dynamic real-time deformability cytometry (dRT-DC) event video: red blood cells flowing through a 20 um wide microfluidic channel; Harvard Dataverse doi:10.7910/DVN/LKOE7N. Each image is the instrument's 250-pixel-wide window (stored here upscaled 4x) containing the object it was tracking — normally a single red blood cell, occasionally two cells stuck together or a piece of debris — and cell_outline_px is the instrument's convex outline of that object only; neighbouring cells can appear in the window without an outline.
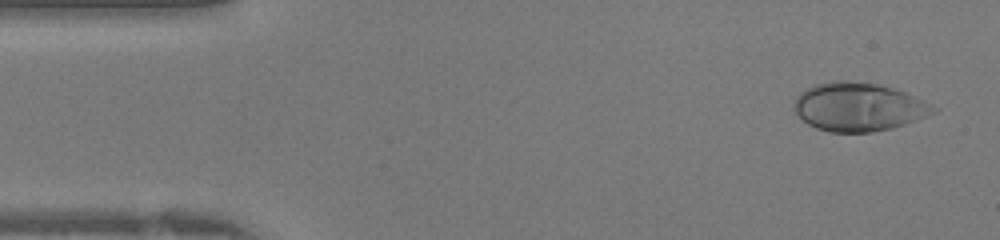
{"species": "human", "species_latin": "Homo sapiens", "temperature_condition": "warm", "stored_images_in_passage": 40, "camera_frame_rate_fps": 3000, "um_per_image_px": 0.085, "donor": {"sex": "female"}, "frame": {"image": 1, "passage_image": 1, "time_ms": 0.0, "image_size_px": [1000, 240], "cell_outline_px": [[940, 108], [936, 112], [916, 120], [892, 128], [872, 132], [828, 132], [816, 128], [808, 124], [792, 108], [792, 104], [796, 96], [800, 92], [816, 84], [832, 80], [848, 80], [876, 84], [892, 88], [904, 92], [924, 100]], "centroid_in_image_um": [72.96, 9.08], "position_along_channel_um": 12.0, "area_um2": 39.42}}
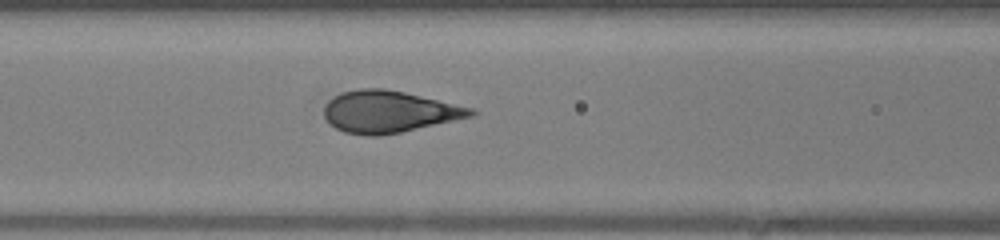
{"frame": {"image": 2, "passage_image": 15, "time_ms": 4.667, "image_size_px": [1000, 240], "cell_outline_px": [[476, 116], [400, 132], [380, 136], [368, 136], [344, 132], [336, 128], [324, 116], [324, 104], [332, 96], [340, 92], [360, 88], [384, 88], [404, 92], [476, 108]], "centroid_in_image_um": [33.08, 9.48], "position_along_channel_um": 133.5, "area_um2": 36.07}}
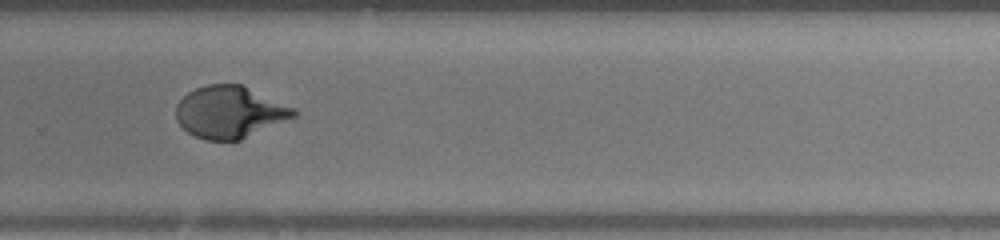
{"frame": {"image": 3, "passage_image": 26, "time_ms": 8.333, "image_size_px": [1000, 240], "cell_outline_px": [[296, 116], [240, 140], [204, 140], [188, 132], [176, 120], [176, 104], [188, 92], [196, 88], [208, 84], [240, 84], [296, 108]], "centroid_in_image_um": [19.52, 9.52], "position_along_channel_um": 310.3, "area_um2": 35.43}}